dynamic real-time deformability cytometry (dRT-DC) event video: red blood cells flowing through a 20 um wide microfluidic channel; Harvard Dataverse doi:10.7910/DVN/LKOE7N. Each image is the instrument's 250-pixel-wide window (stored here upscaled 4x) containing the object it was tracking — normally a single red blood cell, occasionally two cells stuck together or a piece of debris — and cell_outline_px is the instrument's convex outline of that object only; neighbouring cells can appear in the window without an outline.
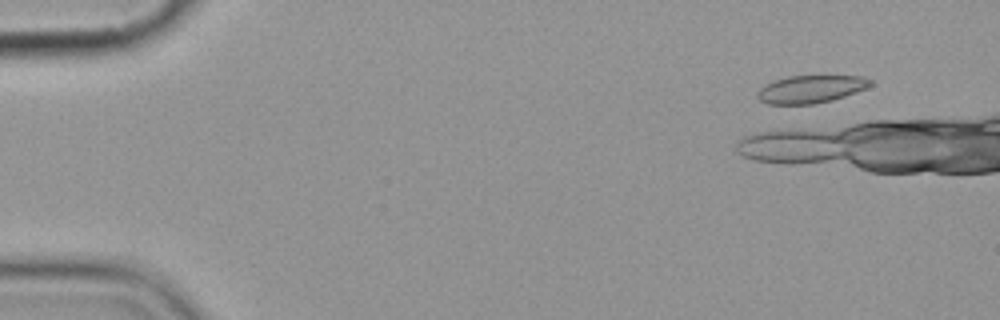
{"species": "common noctule bat (a hibernating species)", "species_latin": "Nyctalus noctula", "temperature_condition": "cold", "stored_images_in_passage": 2, "camera_frame_rate_fps": 3000, "um_per_image_px": 0.085, "animal": {"sex": "female", "body_mass_g": 19.9}, "frame": {"image": 1, "passage_image": 2, "time_ms": 1.333, "image_size_px": [1000, 320], "cell_outline_px": [[872, 84], [864, 88], [844, 96], [832, 100], [812, 104], [768, 104], [760, 100], [756, 96], [756, 92], [764, 84], [772, 80], [788, 76], [864, 76], [872, 80]], "centroid_in_image_um": [68.85, 7.57], "position_along_channel_um": 16.1, "area_um2": 18.21}}